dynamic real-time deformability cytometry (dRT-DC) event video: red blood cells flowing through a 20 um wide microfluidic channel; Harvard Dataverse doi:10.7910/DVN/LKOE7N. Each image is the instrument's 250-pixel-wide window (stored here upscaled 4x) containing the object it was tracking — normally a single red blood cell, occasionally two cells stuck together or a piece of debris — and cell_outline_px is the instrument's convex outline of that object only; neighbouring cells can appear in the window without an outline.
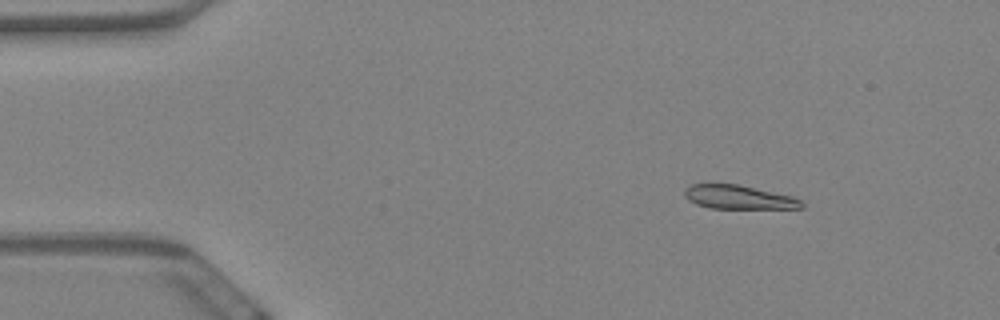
{"species": "Egyptian fruit bat (a non-hibernating species)", "species_latin": "Rousettus aegyptiacus", "temperature_condition": "warm", "stored_images_in_passage": 59, "camera_frame_rate_fps": 3000, "um_per_image_px": 0.085, "animal": {"sex": "female"}, "frame": {"image": 1, "passage_image": 8, "time_ms": 2.333, "image_size_px": [1000, 320], "cell_outline_px": [[804, 208], [708, 208], [696, 204], [688, 200], [684, 196], [684, 188], [688, 184], [740, 184], [792, 196], [800, 200], [804, 204]], "centroid_in_image_um": [62.74, 16.75], "position_along_channel_um": 22.3, "area_um2": 16.36}}
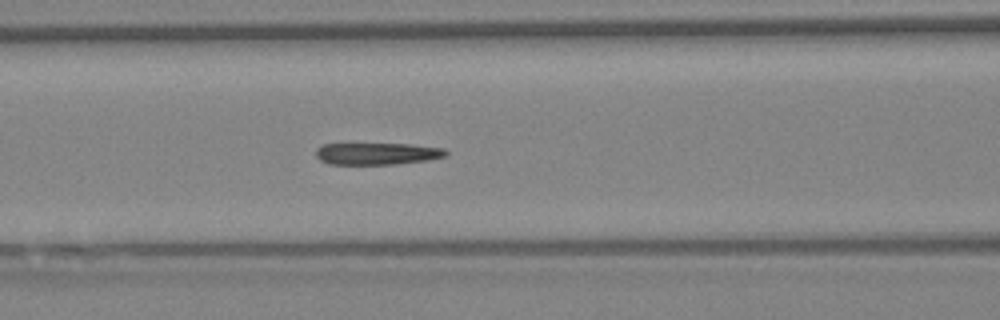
{"frame": {"image": 2, "passage_image": 25, "time_ms": 8.0, "image_size_px": [1000, 320], "cell_outline_px": [[448, 156], [428, 160], [396, 164], [328, 164], [320, 160], [316, 156], [316, 148], [324, 144], [412, 144], [444, 148], [448, 152]], "centroid_in_image_um": [32.09, 13.06], "position_along_channel_um": 134.5, "area_um2": 16.7}}
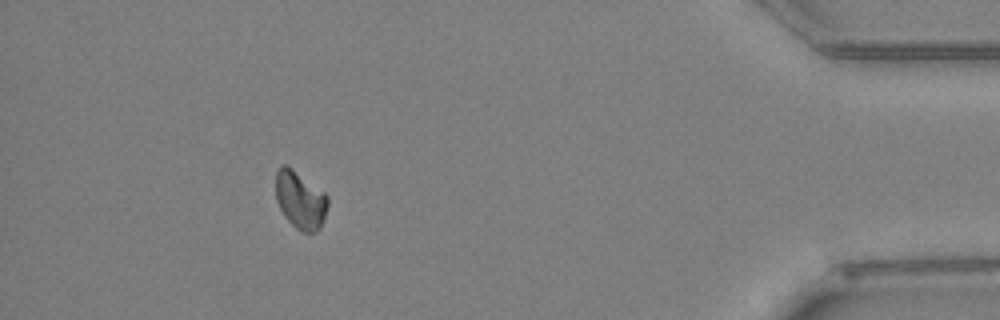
{"frame": {"image": 3, "passage_image": 54, "time_ms": 17.667, "image_size_px": [1000, 320], "cell_outline_px": [[328, 204], [320, 228], [316, 232], [300, 232], [284, 216], [276, 200], [276, 172], [284, 164], [292, 168], [324, 192], [328, 196]], "centroid_in_image_um": [25.52, 17.01], "position_along_channel_um": 409.7, "area_um2": 17.34}}